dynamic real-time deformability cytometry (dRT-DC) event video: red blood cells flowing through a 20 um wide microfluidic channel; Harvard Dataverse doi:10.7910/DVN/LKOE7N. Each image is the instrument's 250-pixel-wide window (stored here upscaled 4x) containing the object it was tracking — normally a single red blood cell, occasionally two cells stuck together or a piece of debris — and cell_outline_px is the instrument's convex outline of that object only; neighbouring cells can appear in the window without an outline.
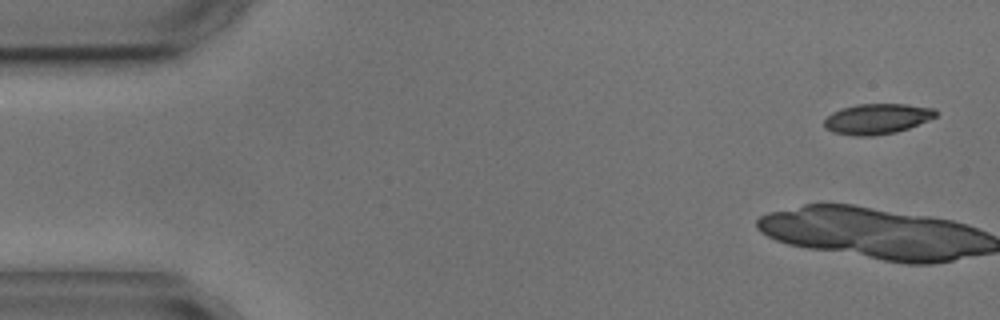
{"species": "common noctule bat (a hibernating species)", "species_latin": "Nyctalus noctula", "temperature_condition": "cold", "stored_images_in_passage": 4, "camera_frame_rate_fps": 3000, "um_per_image_px": 0.085, "animal": {"sex": "male", "body_mass_g": 17.9, "forearm_length_mm": 54.2}, "frame": {"image": 1, "passage_image": 1, "time_ms": 0.0, "image_size_px": [1000, 320], "cell_outline_px": [[940, 112], [936, 116], [928, 120], [908, 128], [896, 132], [872, 136], [856, 136], [832, 132], [824, 128], [824, 120], [832, 112], [840, 108], [856, 104], [908, 104], [936, 108]], "centroid_in_image_um": [74.56, 10.09], "position_along_channel_um": 10.4, "area_um2": 20.0}}